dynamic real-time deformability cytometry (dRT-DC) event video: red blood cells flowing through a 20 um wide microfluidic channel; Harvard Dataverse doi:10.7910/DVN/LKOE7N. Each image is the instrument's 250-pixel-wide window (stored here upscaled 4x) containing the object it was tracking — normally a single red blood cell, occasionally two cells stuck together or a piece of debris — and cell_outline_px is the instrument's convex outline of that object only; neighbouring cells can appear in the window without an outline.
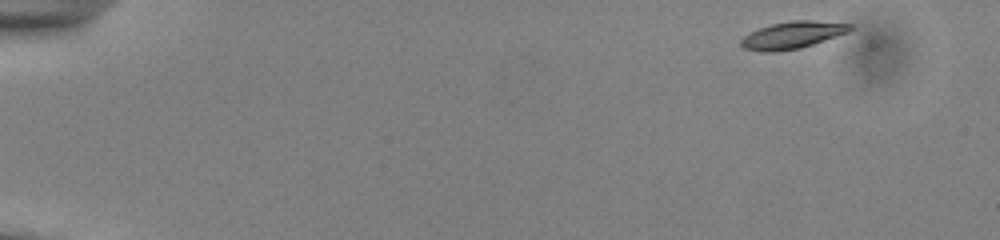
{"species": "common noctule bat (a hibernating species)", "species_latin": "Nyctalus noctula", "temperature_condition": "cold", "stored_images_in_passage": 8, "camera_frame_rate_fps": 3000, "um_per_image_px": 0.085, "animal": {"sex": "male", "body_mass_g": 13.0, "forearm_length_mm": 53.1}, "frame": {"image": 1, "passage_image": 1, "time_ms": 0.0, "image_size_px": [1000, 240], "cell_outline_px": [[856, 28], [848, 32], [800, 48], [776, 52], [760, 52], [744, 48], [740, 44], [740, 40], [744, 36], [760, 28], [772, 24], [792, 20], [812, 20], [856, 24]], "centroid_in_image_um": [67.4, 2.97], "position_along_channel_um": 17.6, "area_um2": 17.28}}